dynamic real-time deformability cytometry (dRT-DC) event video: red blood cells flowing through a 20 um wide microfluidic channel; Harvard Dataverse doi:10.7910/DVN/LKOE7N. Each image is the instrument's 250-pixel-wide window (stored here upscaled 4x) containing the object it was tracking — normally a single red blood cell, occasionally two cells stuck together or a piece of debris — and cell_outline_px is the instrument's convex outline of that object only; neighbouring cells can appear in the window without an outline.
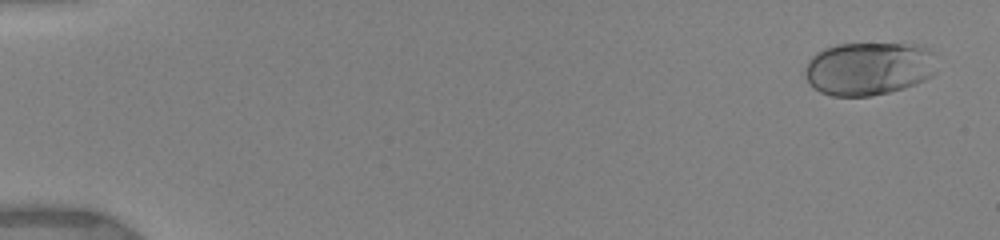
{"species": "human", "species_latin": "Homo sapiens", "temperature_condition": "warm", "stored_images_in_passage": 37, "camera_frame_rate_fps": 3000, "um_per_image_px": 0.085, "donor": {"sex": "female"}, "frame": {"image": 1, "passage_image": 2, "time_ms": 0.667, "image_size_px": [1000, 240], "cell_outline_px": [[936, 72], [932, 76], [916, 84], [904, 88], [872, 96], [832, 96], [820, 92], [812, 88], [808, 84], [804, 76], [804, 68], [808, 60], [816, 52], [824, 48], [836, 44], [916, 44], [928, 48], [936, 52]], "centroid_in_image_um": [73.84, 5.82], "position_along_channel_um": 11.2, "area_um2": 41.73}}
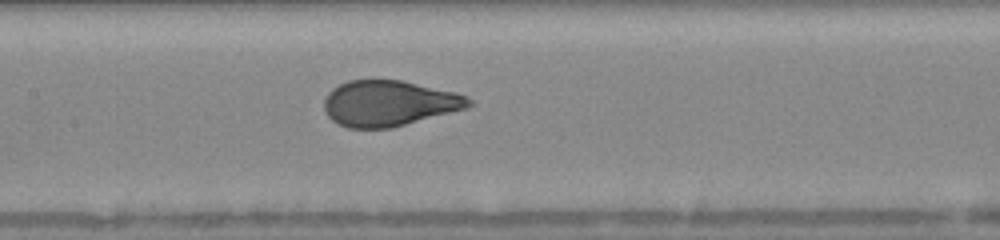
{"frame": {"image": 2, "passage_image": 17, "time_ms": 8.667, "image_size_px": [1000, 240], "cell_outline_px": [[476, 104], [468, 108], [392, 128], [348, 128], [336, 124], [324, 112], [324, 100], [328, 92], [332, 88], [348, 80], [400, 80], [456, 92], [468, 96]], "centroid_in_image_um": [33.08, 8.79], "position_along_channel_um": 174.3, "area_um2": 38.9}}
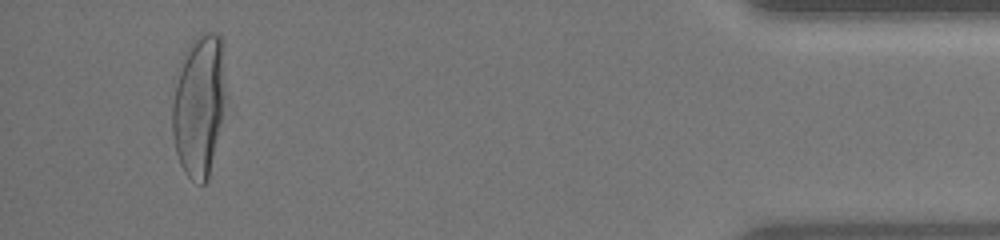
{"frame": {"image": 3, "passage_image": 36, "time_ms": 16.333, "image_size_px": [1000, 240], "cell_outline_px": [[224, 100], [208, 180], [204, 184], [200, 184], [192, 180], [184, 172], [180, 164], [176, 152], [172, 132], [172, 104], [180, 60], [188, 44], [200, 32], [216, 32], [220, 36], [224, 84]], "centroid_in_image_um": [16.86, 8.93], "position_along_channel_um": 418.3, "area_um2": 43.52}, "authors_computed_cell_mechanics": {"area_um2": 39.304, "velocity_mm_per_s": 3.937, "shape_relaxation_time_tau1_ms": 4.3862, "shape_relaxation_time_tau2_ms": null, "deformation_change_tau1": 0.2233, "deformation_change_tau2": null}}